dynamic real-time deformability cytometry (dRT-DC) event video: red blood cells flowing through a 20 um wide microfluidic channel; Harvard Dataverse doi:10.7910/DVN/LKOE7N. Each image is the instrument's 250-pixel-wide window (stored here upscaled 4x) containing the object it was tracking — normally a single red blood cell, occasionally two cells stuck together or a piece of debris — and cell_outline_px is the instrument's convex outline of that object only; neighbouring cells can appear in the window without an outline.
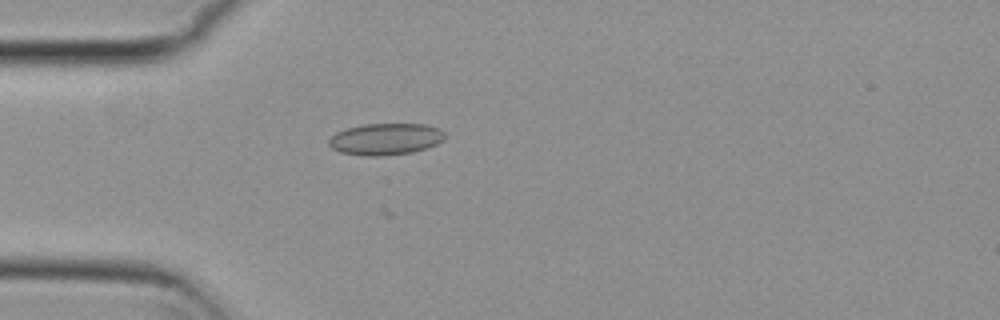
{"species": "common noctule bat (a hibernating species)", "species_latin": "Nyctalus noctula", "temperature_condition": "cold", "stored_images_in_passage": 39, "camera_frame_rate_fps": 3000, "um_per_image_px": 0.085, "animal": {"sex": "female", "body_mass_g": 29.2, "forearm_length_mm": 56.3}, "frame": {"image": 1, "passage_image": 4, "time_ms": 1.0, "image_size_px": [1000, 320], "cell_outline_px": [[444, 140], [436, 144], [412, 152], [384, 156], [364, 156], [340, 152], [332, 148], [328, 144], [328, 140], [336, 132], [348, 128], [364, 124], [424, 124], [440, 128], [444, 132]], "centroid_in_image_um": [32.76, 11.82], "position_along_channel_um": 52.2, "area_um2": 21.39}}
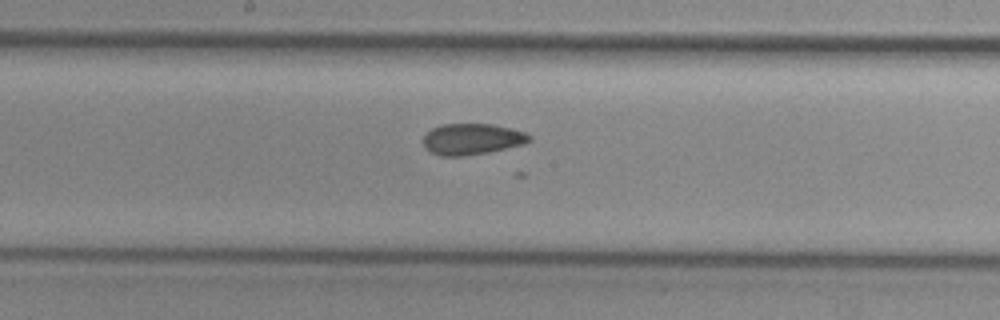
{"frame": {"image": 2, "passage_image": 17, "time_ms": 5.333, "image_size_px": [1000, 320], "cell_outline_px": [[532, 140], [524, 144], [488, 152], [464, 156], [440, 156], [424, 148], [424, 136], [432, 128], [444, 124], [492, 124], [524, 132], [532, 136]], "centroid_in_image_um": [40.12, 11.83], "position_along_channel_um": 208.1, "area_um2": 19.13}}
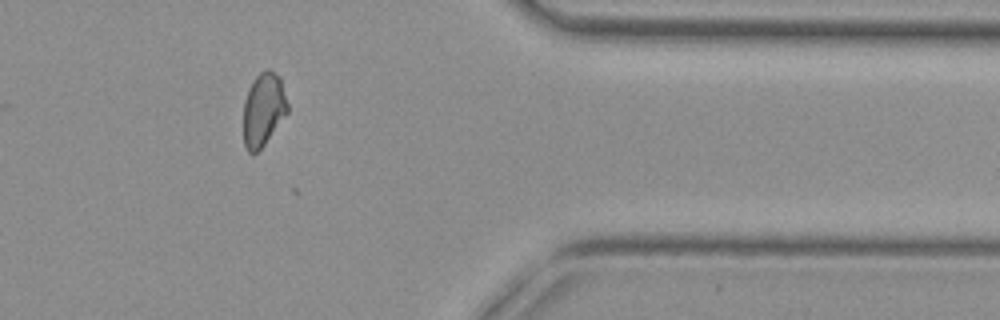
{"frame": {"image": 3, "passage_image": 33, "time_ms": 10.667, "image_size_px": [1000, 320], "cell_outline_px": [[288, 112], [264, 144], [252, 156], [248, 152], [244, 144], [244, 100], [248, 88], [252, 80], [264, 68], [268, 68], [280, 76], [288, 104]], "centroid_in_image_um": [22.38, 9.27], "position_along_channel_um": 389.0, "area_um2": 18.96}}